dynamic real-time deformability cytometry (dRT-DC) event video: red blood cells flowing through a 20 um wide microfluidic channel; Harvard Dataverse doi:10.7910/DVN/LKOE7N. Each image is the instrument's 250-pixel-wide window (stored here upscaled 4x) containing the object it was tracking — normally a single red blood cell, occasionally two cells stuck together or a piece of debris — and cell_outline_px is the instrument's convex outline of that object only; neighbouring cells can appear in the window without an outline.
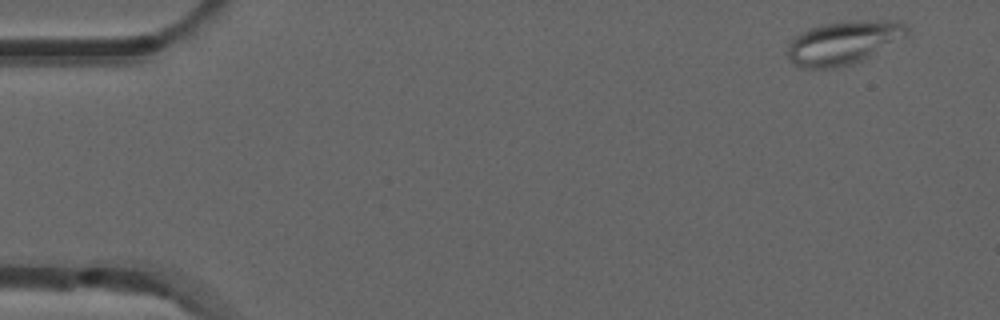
{"species": "common noctule bat (a hibernating species)", "species_latin": "Nyctalus noctula", "temperature_condition": "room temperature", "stored_images_in_passage": 3, "camera_frame_rate_fps": 3000, "um_per_image_px": 0.085, "animal": {"sex": "male", "forearm_length_mm": 52.5}, "frame": {"image": 1, "passage_image": 1, "time_ms": 0.0, "image_size_px": [1000, 320], "cell_outline_px": [[908, 36], [852, 64], [832, 68], [804, 68], [788, 60], [788, 44], [792, 36], [808, 28], [820, 24], [860, 20], [900, 20], [908, 28]], "centroid_in_image_um": [71.67, 3.6], "position_along_channel_um": 13.3, "area_um2": 30.29}}